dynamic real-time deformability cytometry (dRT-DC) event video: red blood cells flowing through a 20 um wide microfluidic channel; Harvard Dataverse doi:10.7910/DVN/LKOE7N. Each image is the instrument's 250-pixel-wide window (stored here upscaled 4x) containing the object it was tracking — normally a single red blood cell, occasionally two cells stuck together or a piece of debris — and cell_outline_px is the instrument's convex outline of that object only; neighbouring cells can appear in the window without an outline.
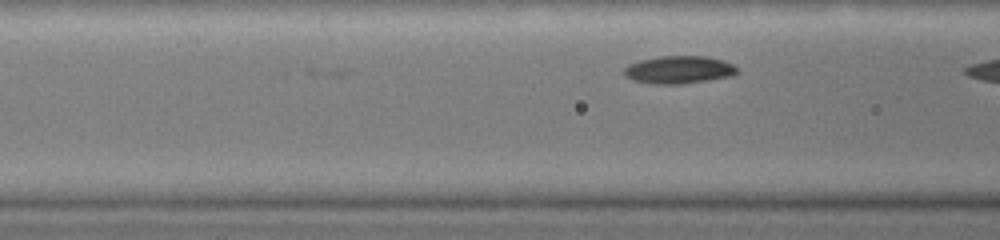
{"species": "common noctule bat (a hibernating species)", "species_latin": "Nyctalus noctula", "temperature_condition": "warm", "stored_images_in_passage": 4, "camera_frame_rate_fps": 3000, "um_per_image_px": 0.085, "animal": {"sex": "female", "body_mass_g": 19.0, "forearm_length_mm": 51.5}, "frame": {"image": 1, "passage_image": 4, "time_ms": 1.333, "image_size_px": [1000, 240], "cell_outline_px": [[740, 72], [732, 76], [708, 80], [680, 84], [652, 84], [632, 80], [624, 76], [624, 68], [628, 64], [640, 60], [660, 56], [708, 56], [724, 60], [740, 68]], "centroid_in_image_um": [57.73, 5.93], "position_along_channel_um": 108.9, "area_um2": 18.55}}